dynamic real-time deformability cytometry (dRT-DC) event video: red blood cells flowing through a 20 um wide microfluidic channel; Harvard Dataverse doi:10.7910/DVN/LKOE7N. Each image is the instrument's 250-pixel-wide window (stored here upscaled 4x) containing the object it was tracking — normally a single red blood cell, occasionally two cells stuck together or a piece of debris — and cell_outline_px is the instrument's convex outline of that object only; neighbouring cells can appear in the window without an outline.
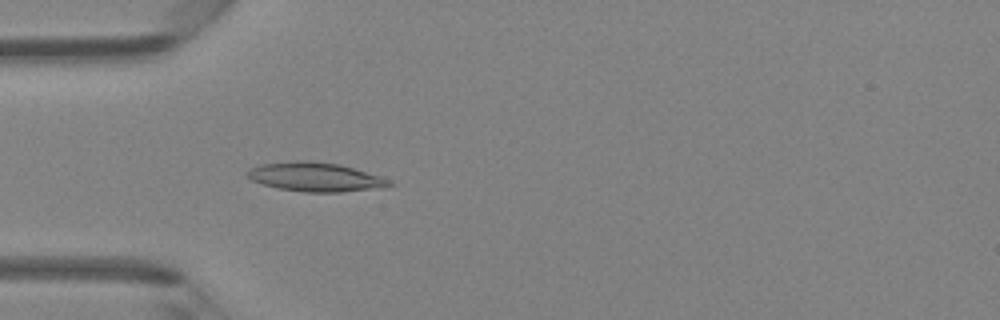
{"species": "Egyptian fruit bat (a non-hibernating species)", "species_latin": "Rousettus aegyptiacus", "temperature_condition": "room temperature", "stored_images_in_passage": 47, "camera_frame_rate_fps": 3000, "um_per_image_px": 0.085, "animal": {"sex": "female"}, "frame": {"image": 1, "passage_image": 14, "time_ms": 4.333, "image_size_px": [1000, 320], "cell_outline_px": [[396, 184], [384, 188], [340, 192], [304, 192], [280, 188], [264, 184], [252, 180], [248, 176], [248, 168], [260, 164], [296, 160], [312, 160], [340, 164], [380, 176], [392, 180]], "centroid_in_image_um": [26.87, 15.03], "position_along_channel_um": 58.1, "area_um2": 24.22}}
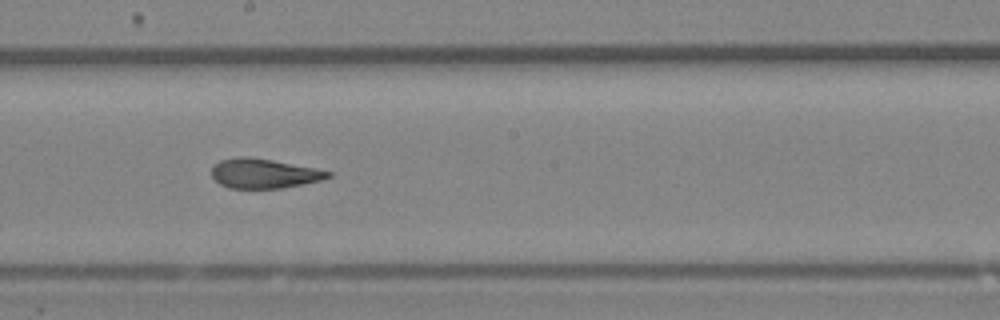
{"frame": {"image": 2, "passage_image": 26, "time_ms": 8.333, "image_size_px": [1000, 320], "cell_outline_px": [[332, 176], [320, 180], [280, 188], [228, 188], [220, 184], [212, 176], [212, 164], [220, 160], [240, 156], [248, 156], [272, 160], [316, 168], [332, 172]], "centroid_in_image_um": [22.4, 14.73], "position_along_channel_um": 225.8, "area_um2": 20.0}}
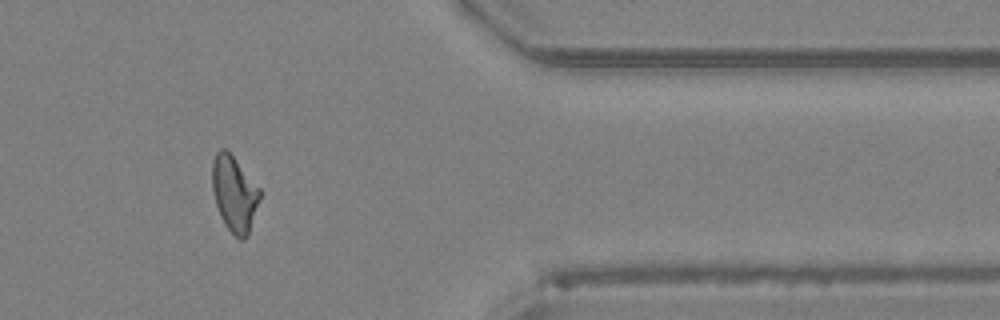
{"frame": {"image": 3, "passage_image": 39, "time_ms": 12.667, "image_size_px": [1000, 320], "cell_outline_px": [[260, 196], [248, 236], [244, 240], [240, 240], [224, 224], [220, 216], [216, 204], [212, 188], [212, 160], [216, 152], [220, 148], [224, 148], [232, 156], [260, 188]], "centroid_in_image_um": [19.9, 16.47], "position_along_channel_um": 391.5, "area_um2": 20.75}, "authors_computed_cell_mechanics": {"area_um2": 21.4438, "velocity_mm_per_s": 4.2934, "shape_relaxation_time_tau1_ms": null, "shape_relaxation_time_tau2_ms": 1.6283, "deformation_change_tau1": null, "deformation_change_tau2": 0.0862}}